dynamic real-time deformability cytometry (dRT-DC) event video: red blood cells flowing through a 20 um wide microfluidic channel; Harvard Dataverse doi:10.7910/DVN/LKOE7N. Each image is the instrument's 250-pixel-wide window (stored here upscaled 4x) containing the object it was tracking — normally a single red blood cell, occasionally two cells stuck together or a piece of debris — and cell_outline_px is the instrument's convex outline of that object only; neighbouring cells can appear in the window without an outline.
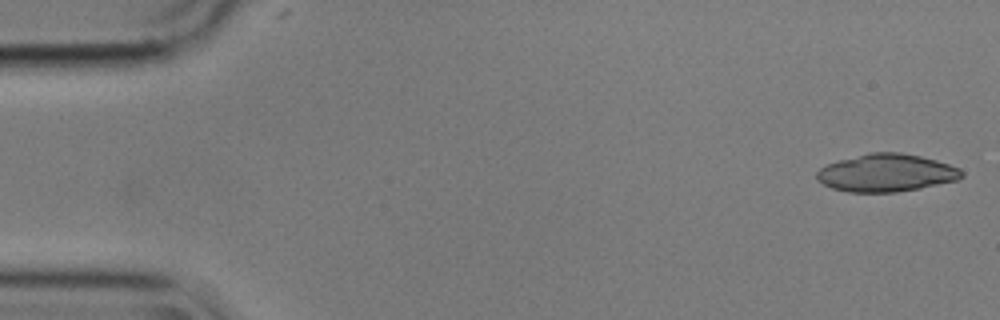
{"species": "common noctule bat (a hibernating species)", "species_latin": "Nyctalus noctula", "temperature_condition": "cold", "stored_images_in_passage": 49, "camera_frame_rate_fps": 3000, "um_per_image_px": 0.085, "animal": {"sex": "male", "body_mass_g": 17.9}, "frame": {"image": 1, "passage_image": 1, "time_ms": 0.0, "image_size_px": [1000, 320], "cell_outline_px": [[964, 176], [956, 180], [920, 188], [896, 192], [848, 192], [832, 188], [816, 180], [816, 172], [820, 168], [828, 164], [840, 160], [868, 152], [900, 152], [920, 156], [936, 160], [960, 168], [964, 172]], "centroid_in_image_um": [75.33, 14.69], "position_along_channel_um": 9.7, "area_um2": 31.79}}